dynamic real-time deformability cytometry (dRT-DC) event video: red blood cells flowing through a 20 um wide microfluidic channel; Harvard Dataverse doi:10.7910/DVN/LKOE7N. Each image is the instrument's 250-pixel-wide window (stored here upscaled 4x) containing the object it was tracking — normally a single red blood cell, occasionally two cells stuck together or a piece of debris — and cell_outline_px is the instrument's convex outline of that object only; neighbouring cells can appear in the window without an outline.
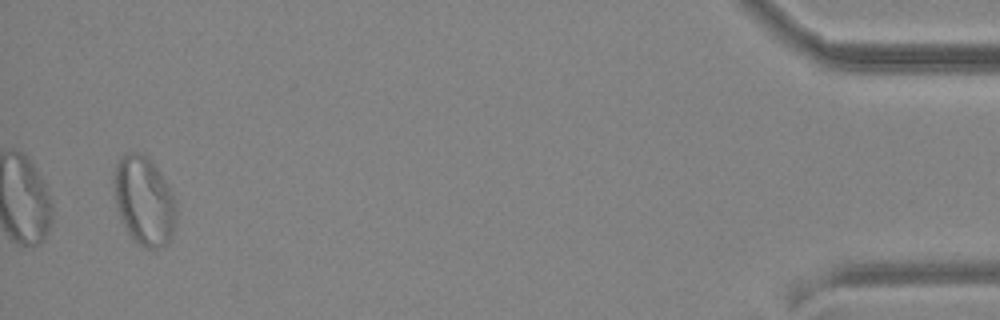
{"species": "common noctule bat (a hibernating species)", "species_latin": "Nyctalus noctula", "temperature_condition": "cold", "stored_images_in_passage": 18, "segment_of_instrument_passage": [2, 2], "camera_frame_rate_fps": 3000, "um_per_image_px": 0.085, "animal": {"sex": "male", "body_mass_g": 19.2, "forearm_length_mm": 51.8}, "frame": {"image": 1, "passage_image": 18, "time_ms": 22.333, "image_size_px": [1000, 320], "cell_outline_px": [[176, 224], [172, 236], [164, 244], [156, 248], [144, 248], [128, 232], [120, 216], [116, 204], [112, 180], [112, 172], [120, 156], [128, 152], [140, 152], [148, 156], [152, 160], [168, 184], [176, 204]], "centroid_in_image_um": [12.24, 17.0], "position_along_channel_um": 423.0, "area_um2": 32.43}}